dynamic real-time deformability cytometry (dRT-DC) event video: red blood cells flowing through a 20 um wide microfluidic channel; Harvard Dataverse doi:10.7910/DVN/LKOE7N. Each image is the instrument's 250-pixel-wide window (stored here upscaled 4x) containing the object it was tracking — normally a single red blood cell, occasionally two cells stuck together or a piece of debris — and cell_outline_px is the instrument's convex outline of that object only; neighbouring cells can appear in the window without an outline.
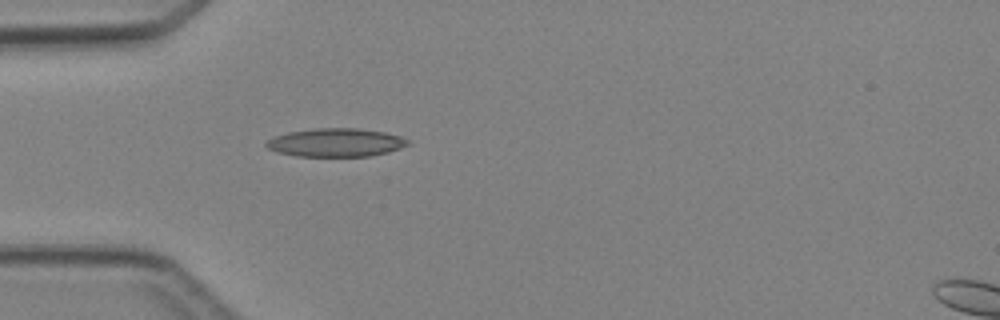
{"species": "Egyptian fruit bat (a non-hibernating species)", "species_latin": "Rousettus aegyptiacus", "temperature_condition": "cold", "stored_images_in_passage": 5, "camera_frame_rate_fps": 3000, "um_per_image_px": 0.085, "animal": {"sex": "female"}, "frame": {"image": 1, "passage_image": 4, "time_ms": 3.667, "image_size_px": [1000, 320], "cell_outline_px": [[408, 144], [400, 148], [388, 152], [368, 156], [296, 156], [280, 152], [268, 148], [264, 144], [272, 136], [288, 132], [316, 128], [356, 128], [384, 132], [400, 136], [408, 140]], "centroid_in_image_um": [28.52, 12.11], "position_along_channel_um": 56.5, "area_um2": 23.24}}